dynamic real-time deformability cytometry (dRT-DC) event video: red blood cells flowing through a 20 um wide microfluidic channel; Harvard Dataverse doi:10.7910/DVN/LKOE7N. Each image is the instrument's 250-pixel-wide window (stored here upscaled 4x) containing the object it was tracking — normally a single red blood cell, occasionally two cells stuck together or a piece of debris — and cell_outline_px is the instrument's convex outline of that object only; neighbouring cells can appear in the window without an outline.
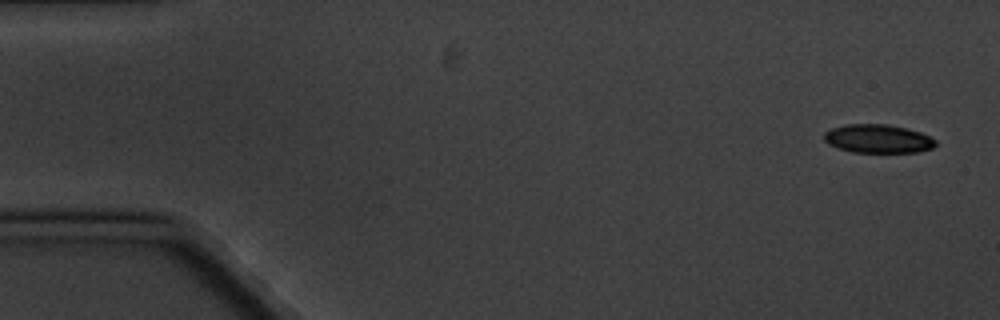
{"species": "common noctule bat (a hibernating species)", "species_latin": "Nyctalus noctula", "temperature_condition": "cold", "stored_images_in_passage": 6, "camera_frame_rate_fps": 3000, "um_per_image_px": 0.085, "animal": {"sex": "male", "body_mass_g": 20.1, "forearm_length_mm": 53.5}, "frame": {"image": 1, "passage_image": 1, "time_ms": 0.0, "image_size_px": [1000, 320], "cell_outline_px": [[936, 144], [932, 148], [916, 152], [852, 152], [836, 148], [828, 144], [824, 140], [824, 132], [832, 128], [844, 124], [884, 124], [904, 128], [920, 132], [936, 140]], "centroid_in_image_um": [74.58, 11.79], "position_along_channel_um": 10.4, "area_um2": 18.5}}
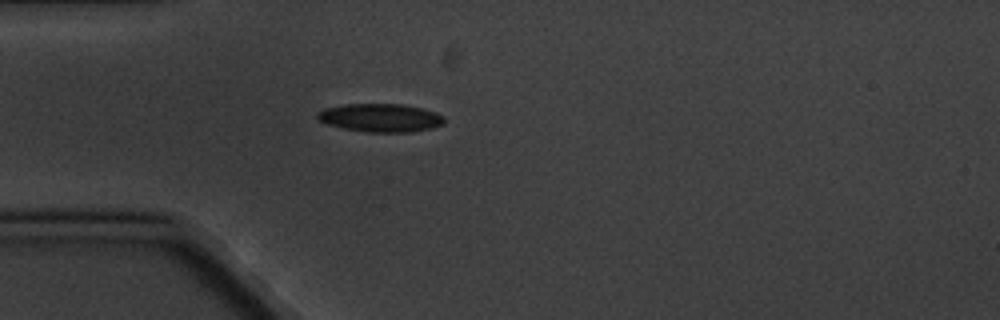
{"frame": {"image": 2, "passage_image": 5, "time_ms": 4.667, "image_size_px": [1000, 320], "cell_outline_px": [[444, 124], [432, 128], [412, 132], [368, 132], [344, 128], [328, 124], [320, 120], [316, 116], [316, 112], [324, 108], [344, 104], [400, 104], [420, 108], [436, 112], [444, 116]], "centroid_in_image_um": [32.35, 10.01], "position_along_channel_um": 52.7, "area_um2": 20.87}}